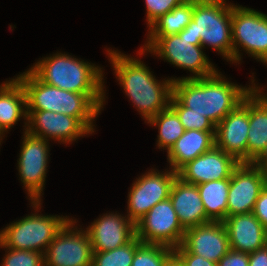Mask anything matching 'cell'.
Wrapping results in <instances>:
<instances>
[{
    "label": "cell",
    "instance_id": "52a82bcc",
    "mask_svg": "<svg viewBox=\"0 0 267 266\" xmlns=\"http://www.w3.org/2000/svg\"><path fill=\"white\" fill-rule=\"evenodd\" d=\"M70 220L68 216L32 213L0 231L2 247L45 253L50 242Z\"/></svg>",
    "mask_w": 267,
    "mask_h": 266
},
{
    "label": "cell",
    "instance_id": "5b68a950",
    "mask_svg": "<svg viewBox=\"0 0 267 266\" xmlns=\"http://www.w3.org/2000/svg\"><path fill=\"white\" fill-rule=\"evenodd\" d=\"M101 69L61 52L44 57L29 68L40 81L59 89L82 94H105Z\"/></svg>",
    "mask_w": 267,
    "mask_h": 266
},
{
    "label": "cell",
    "instance_id": "9a60e30c",
    "mask_svg": "<svg viewBox=\"0 0 267 266\" xmlns=\"http://www.w3.org/2000/svg\"><path fill=\"white\" fill-rule=\"evenodd\" d=\"M239 164L235 157L214 145L210 150L184 165L177 174L183 182L197 185L230 178Z\"/></svg>",
    "mask_w": 267,
    "mask_h": 266
},
{
    "label": "cell",
    "instance_id": "f1b7e54d",
    "mask_svg": "<svg viewBox=\"0 0 267 266\" xmlns=\"http://www.w3.org/2000/svg\"><path fill=\"white\" fill-rule=\"evenodd\" d=\"M169 106L177 113L185 130L196 129L199 131H216V126L209 118L201 114L188 112V108H186L173 94Z\"/></svg>",
    "mask_w": 267,
    "mask_h": 266
},
{
    "label": "cell",
    "instance_id": "74e56055",
    "mask_svg": "<svg viewBox=\"0 0 267 266\" xmlns=\"http://www.w3.org/2000/svg\"><path fill=\"white\" fill-rule=\"evenodd\" d=\"M255 88L267 99V93L265 95V93L262 92V90H264V89H260L261 87H257L256 84H255Z\"/></svg>",
    "mask_w": 267,
    "mask_h": 266
},
{
    "label": "cell",
    "instance_id": "9c48e42d",
    "mask_svg": "<svg viewBox=\"0 0 267 266\" xmlns=\"http://www.w3.org/2000/svg\"><path fill=\"white\" fill-rule=\"evenodd\" d=\"M22 146L17 160L20 180L28 192L31 206L35 211L41 209V196L46 181L49 157V142L24 131ZM41 204V205H40ZM39 209V210H38Z\"/></svg>",
    "mask_w": 267,
    "mask_h": 266
},
{
    "label": "cell",
    "instance_id": "e575fe53",
    "mask_svg": "<svg viewBox=\"0 0 267 266\" xmlns=\"http://www.w3.org/2000/svg\"><path fill=\"white\" fill-rule=\"evenodd\" d=\"M249 266H267V244L249 253Z\"/></svg>",
    "mask_w": 267,
    "mask_h": 266
},
{
    "label": "cell",
    "instance_id": "d590c367",
    "mask_svg": "<svg viewBox=\"0 0 267 266\" xmlns=\"http://www.w3.org/2000/svg\"><path fill=\"white\" fill-rule=\"evenodd\" d=\"M251 163L267 172V145Z\"/></svg>",
    "mask_w": 267,
    "mask_h": 266
},
{
    "label": "cell",
    "instance_id": "4fadbf2b",
    "mask_svg": "<svg viewBox=\"0 0 267 266\" xmlns=\"http://www.w3.org/2000/svg\"><path fill=\"white\" fill-rule=\"evenodd\" d=\"M267 185V172L251 162L240 163L230 177L227 216L250 213Z\"/></svg>",
    "mask_w": 267,
    "mask_h": 266
},
{
    "label": "cell",
    "instance_id": "3957f363",
    "mask_svg": "<svg viewBox=\"0 0 267 266\" xmlns=\"http://www.w3.org/2000/svg\"><path fill=\"white\" fill-rule=\"evenodd\" d=\"M26 93L27 110H45L77 118L91 133L101 113L105 94H82L59 89L40 81L30 70L16 77Z\"/></svg>",
    "mask_w": 267,
    "mask_h": 266
},
{
    "label": "cell",
    "instance_id": "cb8c5ba5",
    "mask_svg": "<svg viewBox=\"0 0 267 266\" xmlns=\"http://www.w3.org/2000/svg\"><path fill=\"white\" fill-rule=\"evenodd\" d=\"M230 178L197 184L206 217L222 222L227 217V197Z\"/></svg>",
    "mask_w": 267,
    "mask_h": 266
},
{
    "label": "cell",
    "instance_id": "e0dca14e",
    "mask_svg": "<svg viewBox=\"0 0 267 266\" xmlns=\"http://www.w3.org/2000/svg\"><path fill=\"white\" fill-rule=\"evenodd\" d=\"M181 245L188 252L215 263L230 250L225 225L219 221H210L185 229Z\"/></svg>",
    "mask_w": 267,
    "mask_h": 266
},
{
    "label": "cell",
    "instance_id": "8992f818",
    "mask_svg": "<svg viewBox=\"0 0 267 266\" xmlns=\"http://www.w3.org/2000/svg\"><path fill=\"white\" fill-rule=\"evenodd\" d=\"M147 42L139 50V55L151 52L157 57L184 70H189L193 76L176 78L196 79L213 75L217 69L210 62L202 45H194V41L178 34L168 36H147Z\"/></svg>",
    "mask_w": 267,
    "mask_h": 266
},
{
    "label": "cell",
    "instance_id": "ba28073f",
    "mask_svg": "<svg viewBox=\"0 0 267 266\" xmlns=\"http://www.w3.org/2000/svg\"><path fill=\"white\" fill-rule=\"evenodd\" d=\"M233 62L241 61L240 51L267 64V15L231 3ZM242 47V50L239 48Z\"/></svg>",
    "mask_w": 267,
    "mask_h": 266
},
{
    "label": "cell",
    "instance_id": "8d00e7d4",
    "mask_svg": "<svg viewBox=\"0 0 267 266\" xmlns=\"http://www.w3.org/2000/svg\"><path fill=\"white\" fill-rule=\"evenodd\" d=\"M165 266H183L180 261L173 256L167 263Z\"/></svg>",
    "mask_w": 267,
    "mask_h": 266
},
{
    "label": "cell",
    "instance_id": "44dd1931",
    "mask_svg": "<svg viewBox=\"0 0 267 266\" xmlns=\"http://www.w3.org/2000/svg\"><path fill=\"white\" fill-rule=\"evenodd\" d=\"M216 131L185 130L184 134L167 151L171 170L178 172L188 162L215 145Z\"/></svg>",
    "mask_w": 267,
    "mask_h": 266
},
{
    "label": "cell",
    "instance_id": "6da1fadb",
    "mask_svg": "<svg viewBox=\"0 0 267 266\" xmlns=\"http://www.w3.org/2000/svg\"><path fill=\"white\" fill-rule=\"evenodd\" d=\"M220 73L217 70L208 77L173 81V95L188 108V112L204 115L215 126L255 87L254 78L251 86L241 87L229 82Z\"/></svg>",
    "mask_w": 267,
    "mask_h": 266
},
{
    "label": "cell",
    "instance_id": "2e32d148",
    "mask_svg": "<svg viewBox=\"0 0 267 266\" xmlns=\"http://www.w3.org/2000/svg\"><path fill=\"white\" fill-rule=\"evenodd\" d=\"M249 94L216 125L215 145L235 157L240 163L247 162V136L249 131Z\"/></svg>",
    "mask_w": 267,
    "mask_h": 266
},
{
    "label": "cell",
    "instance_id": "4dcf8cb0",
    "mask_svg": "<svg viewBox=\"0 0 267 266\" xmlns=\"http://www.w3.org/2000/svg\"><path fill=\"white\" fill-rule=\"evenodd\" d=\"M186 0H145L148 26Z\"/></svg>",
    "mask_w": 267,
    "mask_h": 266
},
{
    "label": "cell",
    "instance_id": "603a6c76",
    "mask_svg": "<svg viewBox=\"0 0 267 266\" xmlns=\"http://www.w3.org/2000/svg\"><path fill=\"white\" fill-rule=\"evenodd\" d=\"M247 162H252L267 145V99L254 87L249 93Z\"/></svg>",
    "mask_w": 267,
    "mask_h": 266
},
{
    "label": "cell",
    "instance_id": "f546056e",
    "mask_svg": "<svg viewBox=\"0 0 267 266\" xmlns=\"http://www.w3.org/2000/svg\"><path fill=\"white\" fill-rule=\"evenodd\" d=\"M0 266H44V254L32 250H14L8 247Z\"/></svg>",
    "mask_w": 267,
    "mask_h": 266
},
{
    "label": "cell",
    "instance_id": "7c38bea8",
    "mask_svg": "<svg viewBox=\"0 0 267 266\" xmlns=\"http://www.w3.org/2000/svg\"><path fill=\"white\" fill-rule=\"evenodd\" d=\"M169 170H149L132 183L128 194L127 216L134 224L154 205L170 197L172 185L178 174Z\"/></svg>",
    "mask_w": 267,
    "mask_h": 266
},
{
    "label": "cell",
    "instance_id": "5bb4252c",
    "mask_svg": "<svg viewBox=\"0 0 267 266\" xmlns=\"http://www.w3.org/2000/svg\"><path fill=\"white\" fill-rule=\"evenodd\" d=\"M25 131L45 140L72 143L80 137L92 134L77 118L45 110H27Z\"/></svg>",
    "mask_w": 267,
    "mask_h": 266
},
{
    "label": "cell",
    "instance_id": "1f68e13d",
    "mask_svg": "<svg viewBox=\"0 0 267 266\" xmlns=\"http://www.w3.org/2000/svg\"><path fill=\"white\" fill-rule=\"evenodd\" d=\"M174 256L183 266H217V263L188 252L182 245L173 249Z\"/></svg>",
    "mask_w": 267,
    "mask_h": 266
},
{
    "label": "cell",
    "instance_id": "484cf974",
    "mask_svg": "<svg viewBox=\"0 0 267 266\" xmlns=\"http://www.w3.org/2000/svg\"><path fill=\"white\" fill-rule=\"evenodd\" d=\"M147 123L158 127L157 146L167 151L185 132L177 113L170 106L150 118Z\"/></svg>",
    "mask_w": 267,
    "mask_h": 266
},
{
    "label": "cell",
    "instance_id": "4316f807",
    "mask_svg": "<svg viewBox=\"0 0 267 266\" xmlns=\"http://www.w3.org/2000/svg\"><path fill=\"white\" fill-rule=\"evenodd\" d=\"M141 243L135 236L130 242L116 249L93 252L92 266H131L136 248Z\"/></svg>",
    "mask_w": 267,
    "mask_h": 266
},
{
    "label": "cell",
    "instance_id": "d6a6232c",
    "mask_svg": "<svg viewBox=\"0 0 267 266\" xmlns=\"http://www.w3.org/2000/svg\"><path fill=\"white\" fill-rule=\"evenodd\" d=\"M217 266H249V253L230 249L218 261Z\"/></svg>",
    "mask_w": 267,
    "mask_h": 266
},
{
    "label": "cell",
    "instance_id": "d4e9b609",
    "mask_svg": "<svg viewBox=\"0 0 267 266\" xmlns=\"http://www.w3.org/2000/svg\"><path fill=\"white\" fill-rule=\"evenodd\" d=\"M193 0H186L160 16L148 28L147 36H168L180 33L192 20Z\"/></svg>",
    "mask_w": 267,
    "mask_h": 266
},
{
    "label": "cell",
    "instance_id": "ac0fdd59",
    "mask_svg": "<svg viewBox=\"0 0 267 266\" xmlns=\"http://www.w3.org/2000/svg\"><path fill=\"white\" fill-rule=\"evenodd\" d=\"M86 231L92 244L93 252L116 249L130 242L136 236L135 224L125 215L106 213L93 221Z\"/></svg>",
    "mask_w": 267,
    "mask_h": 266
},
{
    "label": "cell",
    "instance_id": "30bf717a",
    "mask_svg": "<svg viewBox=\"0 0 267 266\" xmlns=\"http://www.w3.org/2000/svg\"><path fill=\"white\" fill-rule=\"evenodd\" d=\"M75 223L71 218L50 242L44 253V266H92L89 233L78 230Z\"/></svg>",
    "mask_w": 267,
    "mask_h": 266
},
{
    "label": "cell",
    "instance_id": "ffe728a7",
    "mask_svg": "<svg viewBox=\"0 0 267 266\" xmlns=\"http://www.w3.org/2000/svg\"><path fill=\"white\" fill-rule=\"evenodd\" d=\"M169 198L184 229L210 222L206 217L197 185L185 183L177 177Z\"/></svg>",
    "mask_w": 267,
    "mask_h": 266
},
{
    "label": "cell",
    "instance_id": "277c9868",
    "mask_svg": "<svg viewBox=\"0 0 267 266\" xmlns=\"http://www.w3.org/2000/svg\"><path fill=\"white\" fill-rule=\"evenodd\" d=\"M178 35L210 46L233 63L231 4L226 0H193L192 20Z\"/></svg>",
    "mask_w": 267,
    "mask_h": 266
},
{
    "label": "cell",
    "instance_id": "7402d4cb",
    "mask_svg": "<svg viewBox=\"0 0 267 266\" xmlns=\"http://www.w3.org/2000/svg\"><path fill=\"white\" fill-rule=\"evenodd\" d=\"M23 117L27 121L26 93L15 77L0 85V144L2 137Z\"/></svg>",
    "mask_w": 267,
    "mask_h": 266
},
{
    "label": "cell",
    "instance_id": "7a4b0ae2",
    "mask_svg": "<svg viewBox=\"0 0 267 266\" xmlns=\"http://www.w3.org/2000/svg\"><path fill=\"white\" fill-rule=\"evenodd\" d=\"M107 54L119 84L145 122L169 106L174 77L158 81L141 60L110 48Z\"/></svg>",
    "mask_w": 267,
    "mask_h": 266
},
{
    "label": "cell",
    "instance_id": "83f0119b",
    "mask_svg": "<svg viewBox=\"0 0 267 266\" xmlns=\"http://www.w3.org/2000/svg\"><path fill=\"white\" fill-rule=\"evenodd\" d=\"M173 256L174 252L170 247L141 243L136 248L131 266H165Z\"/></svg>",
    "mask_w": 267,
    "mask_h": 266
},
{
    "label": "cell",
    "instance_id": "d6986e66",
    "mask_svg": "<svg viewBox=\"0 0 267 266\" xmlns=\"http://www.w3.org/2000/svg\"><path fill=\"white\" fill-rule=\"evenodd\" d=\"M222 222L234 251L251 253L267 244V230L252 212L227 216Z\"/></svg>",
    "mask_w": 267,
    "mask_h": 266
},
{
    "label": "cell",
    "instance_id": "836d02e7",
    "mask_svg": "<svg viewBox=\"0 0 267 266\" xmlns=\"http://www.w3.org/2000/svg\"><path fill=\"white\" fill-rule=\"evenodd\" d=\"M252 213L267 230V185L258 196Z\"/></svg>",
    "mask_w": 267,
    "mask_h": 266
},
{
    "label": "cell",
    "instance_id": "8fae6325",
    "mask_svg": "<svg viewBox=\"0 0 267 266\" xmlns=\"http://www.w3.org/2000/svg\"><path fill=\"white\" fill-rule=\"evenodd\" d=\"M136 237L147 244L172 249L182 244L185 229L180 224L170 198L154 205L136 224Z\"/></svg>",
    "mask_w": 267,
    "mask_h": 266
}]
</instances>
